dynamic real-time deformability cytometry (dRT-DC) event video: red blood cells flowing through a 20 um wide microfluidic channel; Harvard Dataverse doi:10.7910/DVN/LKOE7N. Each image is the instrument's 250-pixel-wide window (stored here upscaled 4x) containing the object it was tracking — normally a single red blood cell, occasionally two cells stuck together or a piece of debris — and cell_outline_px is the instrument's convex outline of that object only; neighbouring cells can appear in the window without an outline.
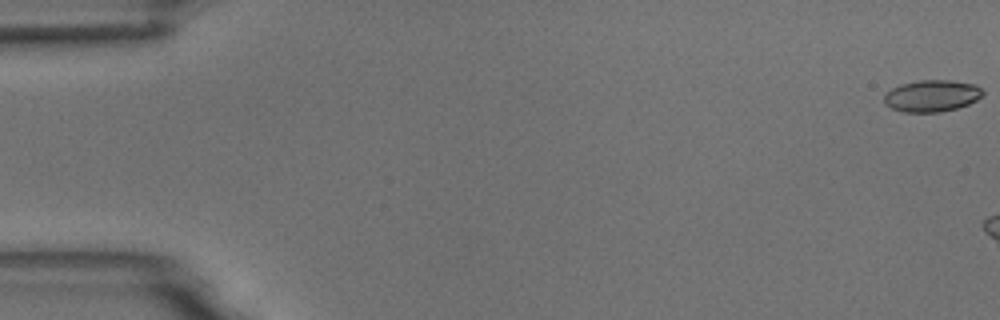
{"species": "common noctule bat (a hibernating species)", "species_latin": "Nyctalus noctula", "temperature_condition": "room temperature", "stored_images_in_passage": 9, "camera_frame_rate_fps": 3000, "um_per_image_px": 0.085, "animal": {"sex": "male", "body_mass_g": 18.8}, "frame": {"image": 1, "passage_image": 1, "time_ms": 0.0, "image_size_px": [1000, 320], "cell_outline_px": [[984, 96], [968, 104], [956, 108], [940, 112], [904, 112], [892, 108], [884, 104], [884, 96], [892, 88], [900, 84], [920, 80], [948, 80], [972, 84], [980, 88], [984, 92]], "centroid_in_image_um": [79.2, 8.15], "position_along_channel_um": 5.8, "area_um2": 18.15}}